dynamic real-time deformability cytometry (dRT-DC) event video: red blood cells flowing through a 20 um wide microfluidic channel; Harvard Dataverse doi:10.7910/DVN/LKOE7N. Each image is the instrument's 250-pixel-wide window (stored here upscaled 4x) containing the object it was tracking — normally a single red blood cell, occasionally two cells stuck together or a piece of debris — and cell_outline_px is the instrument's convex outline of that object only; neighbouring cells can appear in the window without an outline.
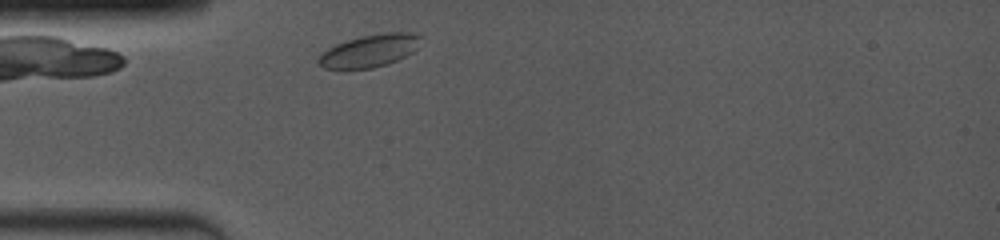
{"species": "common noctule bat (a hibernating species)", "species_latin": "Nyctalus noctula", "temperature_condition": "room temperature", "stored_images_in_passage": 5, "camera_frame_rate_fps": 4000, "um_per_image_px": 0.085, "animal": {"sex": "female", "body_mass_g": 19.0, "forearm_length_mm": 53.3}, "frame": {"image": 1, "passage_image": 2, "time_ms": 0.25, "image_size_px": [1000, 240], "cell_outline_px": [[420, 48], [396, 60], [372, 68], [324, 68], [316, 60], [328, 48], [336, 44], [360, 36], [384, 32], [412, 32], [420, 36]], "centroid_in_image_um": [31.45, 4.29], "position_along_channel_um": 53.5, "area_um2": 19.13}}